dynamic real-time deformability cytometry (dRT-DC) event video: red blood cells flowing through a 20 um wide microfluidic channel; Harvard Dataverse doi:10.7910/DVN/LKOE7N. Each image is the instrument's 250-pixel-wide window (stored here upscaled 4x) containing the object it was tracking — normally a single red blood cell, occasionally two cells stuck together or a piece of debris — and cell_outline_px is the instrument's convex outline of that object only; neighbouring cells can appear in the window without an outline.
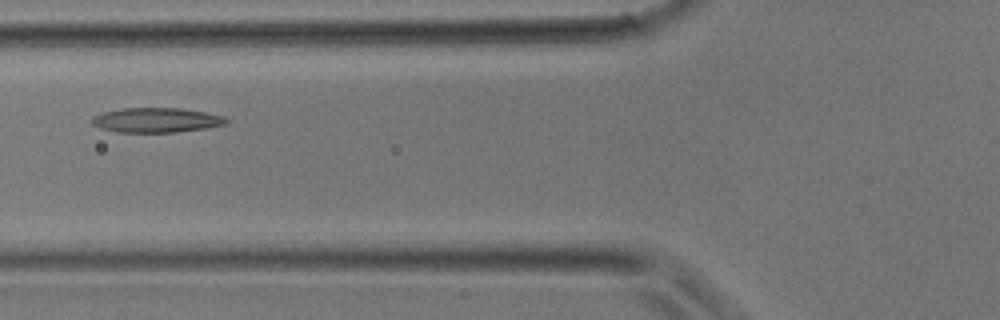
{"species": "common noctule bat (a hibernating species)", "species_latin": "Nyctalus noctula", "temperature_condition": "room temperature", "stored_images_in_passage": 31, "camera_frame_rate_fps": 3000, "um_per_image_px": 0.085, "animal": {"sex": "male", "body_mass_g": 17.9}, "frame": {"image": 1, "passage_image": 8, "time_ms": 2.333, "image_size_px": [1000, 320], "cell_outline_px": [[232, 120], [228, 124], [208, 128], [176, 132], [116, 132], [100, 128], [92, 124], [88, 120], [92, 116], [104, 112], [120, 108], [180, 108], [204, 112], [224, 116]], "centroid_in_image_um": [13.3, 10.21], "position_along_channel_um": 112.5, "area_um2": 19.65}}
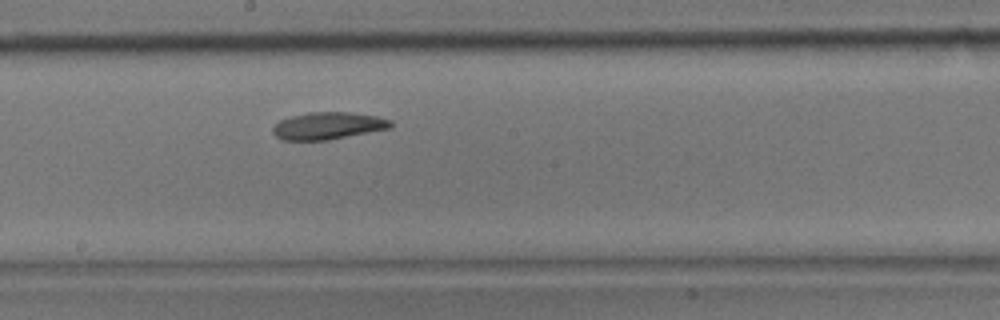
{"frame": {"image": 2, "passage_image": 14, "time_ms": 4.333, "image_size_px": [1000, 320], "cell_outline_px": [[392, 128], [328, 140], [280, 140], [272, 132], [272, 128], [280, 120], [288, 116], [308, 112], [348, 112], [376, 116], [392, 120]], "centroid_in_image_um": [27.87, 10.69], "position_along_channel_um": 220.3, "area_um2": 18.84}}
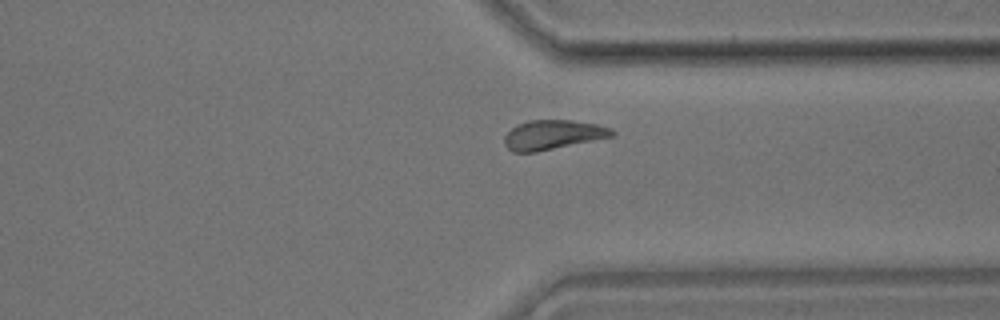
{"frame": {"image": 3, "passage_image": 22, "time_ms": 7.0, "image_size_px": [1000, 320], "cell_outline_px": [[616, 136], [536, 152], [512, 152], [504, 144], [504, 136], [516, 124], [528, 120], [572, 120], [596, 124], [612, 128], [616, 132]], "centroid_in_image_um": [47.02, 11.45], "position_along_channel_um": 364.4, "area_um2": 18.67}}